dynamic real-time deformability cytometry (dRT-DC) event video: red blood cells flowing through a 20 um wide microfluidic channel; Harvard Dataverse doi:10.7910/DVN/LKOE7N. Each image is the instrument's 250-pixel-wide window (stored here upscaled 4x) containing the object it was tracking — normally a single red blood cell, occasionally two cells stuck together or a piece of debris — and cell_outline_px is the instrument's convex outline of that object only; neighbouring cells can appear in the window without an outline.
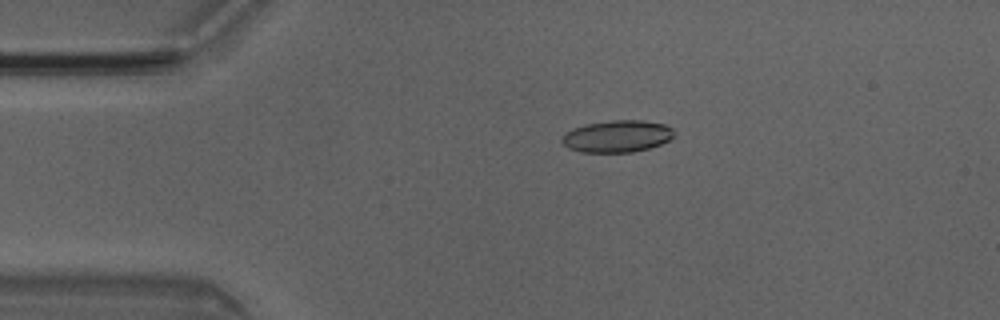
{"species": "Egyptian fruit bat (a non-hibernating species)", "species_latin": "Rousettus aegyptiacus", "temperature_condition": "room temperature", "stored_images_in_passage": 4, "camera_frame_rate_fps": 3000, "um_per_image_px": 0.085, "animal": {"sex": "male"}, "frame": {"image": 1, "passage_image": 3, "time_ms": 0.667, "image_size_px": [1000, 320], "cell_outline_px": [[676, 136], [660, 144], [648, 148], [632, 152], [580, 152], [568, 148], [560, 140], [572, 128], [584, 124], [612, 120], [644, 120], [664, 124], [672, 128]], "centroid_in_image_um": [52.47, 11.57], "position_along_channel_um": 32.5, "area_um2": 20.92}}